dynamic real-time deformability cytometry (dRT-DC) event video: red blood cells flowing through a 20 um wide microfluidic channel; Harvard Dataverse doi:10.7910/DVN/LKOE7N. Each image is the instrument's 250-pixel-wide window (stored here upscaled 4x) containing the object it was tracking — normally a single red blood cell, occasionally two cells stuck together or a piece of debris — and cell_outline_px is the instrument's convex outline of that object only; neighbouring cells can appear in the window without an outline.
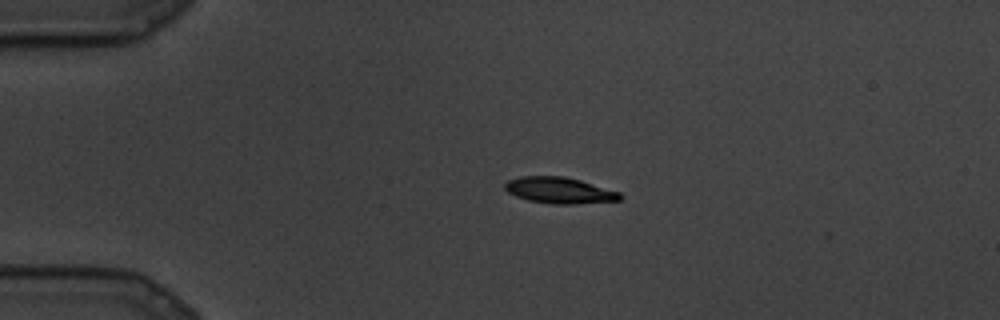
{"species": "common noctule bat (a hibernating species)", "species_latin": "Nyctalus noctula", "temperature_condition": "cold", "stored_images_in_passage": 65, "camera_frame_rate_fps": 3000, "um_per_image_px": 0.085, "animal": {"sex": "male", "body_mass_g": 19.5, "forearm_length_mm": 54.6}, "frame": {"image": 1, "passage_image": 1, "time_ms": 0.0, "image_size_px": [1000, 320], "cell_outline_px": [[624, 196], [620, 200], [572, 204], [552, 204], [528, 200], [516, 196], [508, 192], [504, 188], [504, 184], [508, 180], [520, 176], [564, 176], [580, 180], [620, 192]], "centroid_in_image_um": [47.55, 16.17], "position_along_channel_um": 37.5, "area_um2": 17.57}}
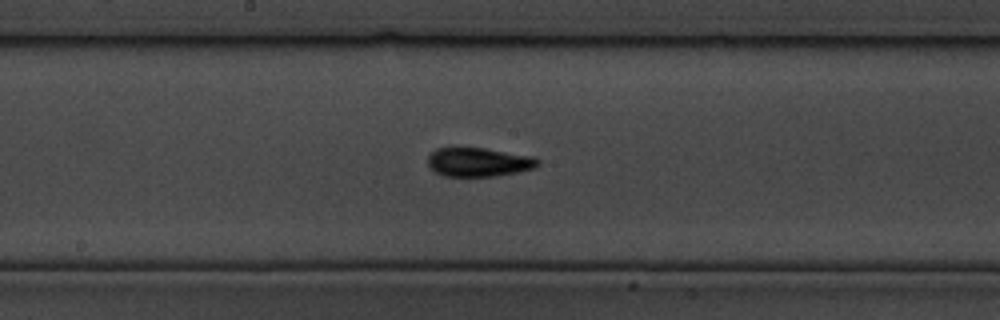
{"frame": {"image": 2, "passage_image": 29, "time_ms": 9.333, "image_size_px": [1000, 320], "cell_outline_px": [[540, 164], [536, 168], [496, 176], [444, 176], [436, 172], [428, 164], [428, 156], [436, 148], [456, 144], [484, 148], [536, 156], [540, 160]], "centroid_in_image_um": [40.68, 13.73], "position_along_channel_um": 207.5, "area_um2": 19.31}}
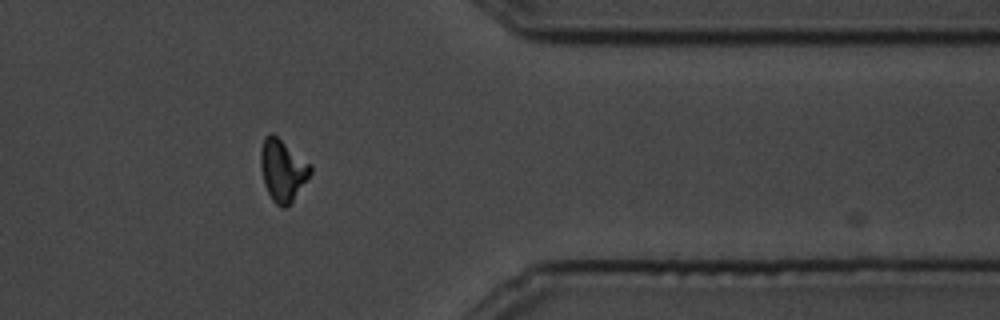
{"frame": {"image": 3, "passage_image": 55, "time_ms": 18.0, "image_size_px": [1000, 320], "cell_outline_px": [[312, 172], [292, 200], [284, 208], [276, 204], [272, 200], [264, 184], [260, 164], [260, 148], [264, 136], [272, 132], [312, 164]], "centroid_in_image_um": [24.01, 14.42], "position_along_channel_um": 387.4, "area_um2": 17.92}}